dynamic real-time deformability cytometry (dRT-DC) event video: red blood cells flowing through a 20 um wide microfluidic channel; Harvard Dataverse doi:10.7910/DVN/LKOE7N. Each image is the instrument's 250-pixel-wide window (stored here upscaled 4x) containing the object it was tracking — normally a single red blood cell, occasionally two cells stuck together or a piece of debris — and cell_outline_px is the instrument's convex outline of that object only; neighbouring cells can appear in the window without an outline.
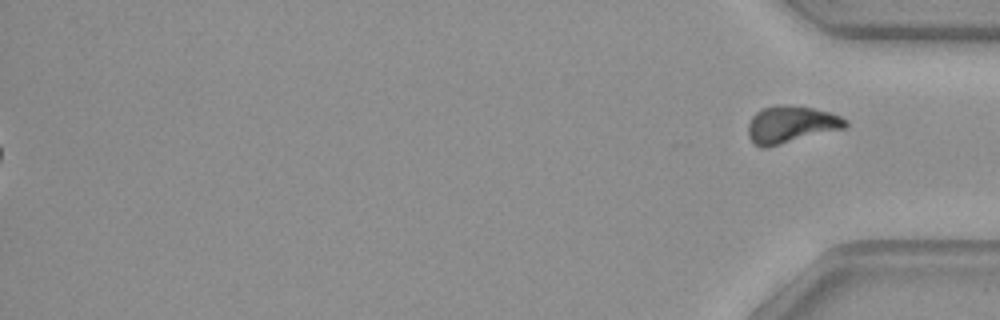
{"species": "common noctule bat (a hibernating species)", "species_latin": "Nyctalus noctula", "temperature_condition": "warm", "stored_images_in_passage": 43, "segment_of_instrument_passage": [2, 2], "camera_frame_rate_fps": 3000, "um_per_image_px": 0.085, "animal": {"sex": "female", "body_mass_g": 29.2, "forearm_length_mm": 56.3}, "frame": {"image": 1, "passage_image": 43, "time_ms": 14.0, "image_size_px": [1000, 320], "cell_outline_px": [[848, 124], [844, 128], [768, 148], [760, 148], [748, 136], [748, 124], [752, 116], [756, 112], [764, 108], [776, 104], [792, 104], [812, 108], [828, 112], [840, 116], [848, 120]], "centroid_in_image_um": [67.22, 10.58], "position_along_channel_um": 368.0, "area_um2": 21.21}}